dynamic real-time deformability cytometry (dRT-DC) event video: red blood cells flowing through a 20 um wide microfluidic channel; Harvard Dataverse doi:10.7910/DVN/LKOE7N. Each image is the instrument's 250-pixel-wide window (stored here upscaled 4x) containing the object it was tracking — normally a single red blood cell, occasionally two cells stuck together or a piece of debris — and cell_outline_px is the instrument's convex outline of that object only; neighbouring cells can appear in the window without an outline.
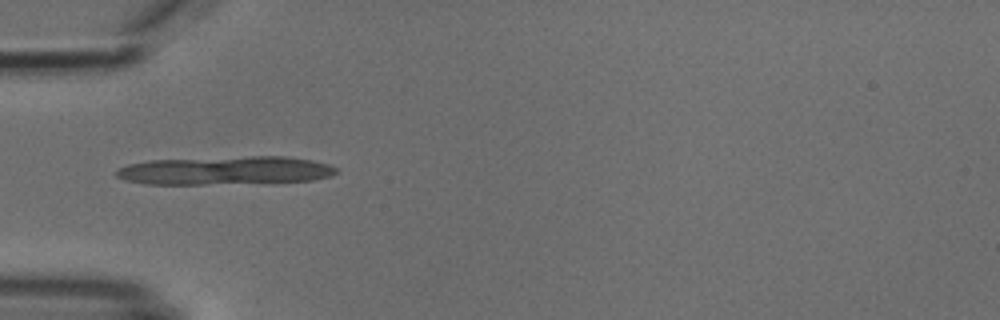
{"species": "common noctule bat (a hibernating species)", "species_latin": "Nyctalus noctula", "temperature_condition": "cold", "stored_images_in_passage": 1, "camera_frame_rate_fps": 3000, "um_per_image_px": 0.085, "animal": {"sex": "male", "body_mass_g": 18.8}, "frame": {"image": 1, "passage_image": 1, "time_ms": 0.0, "image_size_px": [1000, 320], "cell_outline_px": [[340, 172], [332, 176], [312, 180], [204, 184], [144, 184], [124, 180], [116, 176], [116, 172], [120, 168], [128, 164], [148, 160], [252, 156], [288, 156], [312, 160], [328, 164], [336, 168]], "centroid_in_image_um": [19.15, 14.48], "position_along_channel_um": 65.8, "area_um2": 36.3}}